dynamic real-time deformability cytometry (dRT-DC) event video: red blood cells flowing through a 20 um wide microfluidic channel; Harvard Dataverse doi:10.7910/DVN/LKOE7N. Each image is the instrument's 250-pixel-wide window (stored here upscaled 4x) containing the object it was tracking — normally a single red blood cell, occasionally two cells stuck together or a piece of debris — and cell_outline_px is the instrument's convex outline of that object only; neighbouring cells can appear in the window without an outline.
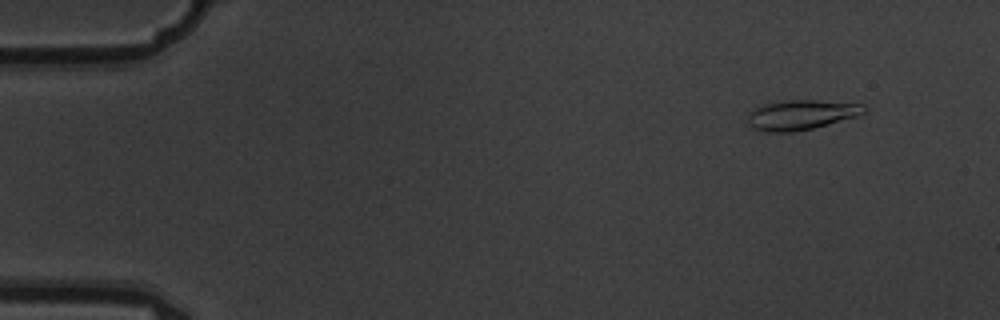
{"species": "common noctule bat (a hibernating species)", "species_latin": "Nyctalus noctula", "temperature_condition": "warm", "stored_images_in_passage": 7, "camera_frame_rate_fps": 3000, "um_per_image_px": 0.085, "animal": {"sex": "male", "body_mass_g": 19.5, "forearm_length_mm": 54.6}, "frame": {"image": 1, "passage_image": 2, "time_ms": 0.333, "image_size_px": [1000, 320], "cell_outline_px": [[868, 108], [864, 112], [856, 116], [828, 124], [812, 128], [792, 132], [768, 132], [756, 128], [748, 120], [748, 112], [764, 104], [784, 100], [816, 100], [864, 104]], "centroid_in_image_um": [68.13, 9.74], "position_along_channel_um": 16.9, "area_um2": 19.94}}
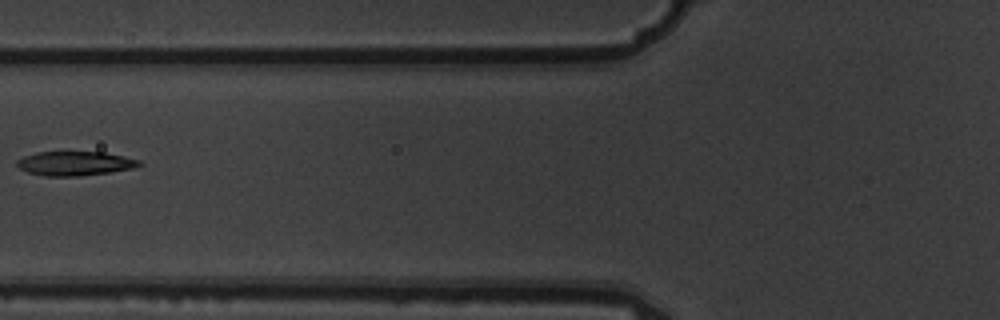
{"frame": {"image": 2, "passage_image": 7, "time_ms": 2.0, "image_size_px": [1000, 320], "cell_outline_px": [[144, 164], [132, 168], [112, 172], [80, 176], [44, 176], [28, 172], [20, 168], [16, 164], [16, 160], [24, 156], [36, 152], [104, 152], [124, 156], [140, 160]], "centroid_in_image_um": [6.38, 13.89], "position_along_channel_um": 119.4, "area_um2": 17.34}}